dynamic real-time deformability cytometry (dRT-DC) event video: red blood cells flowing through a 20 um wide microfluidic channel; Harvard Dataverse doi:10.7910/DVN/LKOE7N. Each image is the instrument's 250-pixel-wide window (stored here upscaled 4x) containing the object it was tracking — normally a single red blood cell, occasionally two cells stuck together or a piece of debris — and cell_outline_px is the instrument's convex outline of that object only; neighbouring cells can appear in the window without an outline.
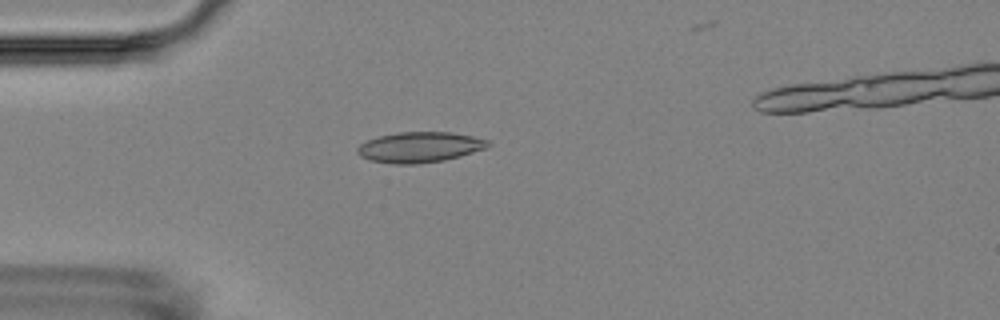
{"species": "Egyptian fruit bat (a non-hibernating species)", "species_latin": "Rousettus aegyptiacus", "temperature_condition": "room temperature", "stored_images_in_passage": 3, "camera_frame_rate_fps": 3000, "um_per_image_px": 0.085, "animal": {"sex": "female"}, "frame": {"image": 1, "passage_image": 1, "time_ms": 0.0, "image_size_px": [1000, 320], "cell_outline_px": [[492, 144], [484, 148], [460, 156], [444, 160], [416, 164], [392, 164], [368, 160], [360, 156], [356, 152], [356, 148], [360, 144], [368, 140], [380, 136], [396, 132], [452, 132], [472, 136], [488, 140]], "centroid_in_image_um": [35.64, 12.51], "position_along_channel_um": 49.4, "area_um2": 23.24}}